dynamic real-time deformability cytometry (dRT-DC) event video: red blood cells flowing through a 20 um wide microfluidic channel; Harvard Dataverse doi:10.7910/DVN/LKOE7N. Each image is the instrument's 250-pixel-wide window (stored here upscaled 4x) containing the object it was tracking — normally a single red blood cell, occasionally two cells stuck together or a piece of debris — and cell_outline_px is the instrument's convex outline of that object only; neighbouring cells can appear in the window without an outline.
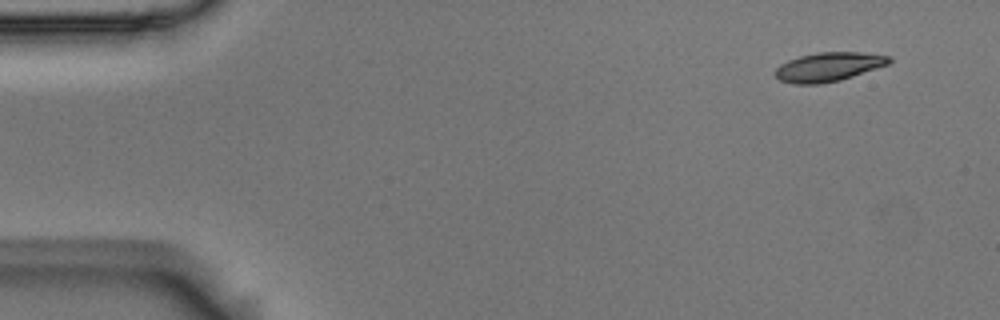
{"species": "Egyptian fruit bat (a non-hibernating species)", "species_latin": "Rousettus aegyptiacus", "temperature_condition": "room temperature", "stored_images_in_passage": 4, "segment_of_instrument_passage": [2, 2], "camera_frame_rate_fps": 3000, "um_per_image_px": 0.085, "animal": {"sex": "male"}, "frame": {"image": 1, "passage_image": 4, "time_ms": 1.0, "image_size_px": [1000, 320], "cell_outline_px": [[892, 60], [888, 64], [840, 80], [820, 84], [796, 84], [780, 80], [776, 76], [776, 68], [780, 64], [788, 60], [800, 56], [816, 52], [860, 52], [892, 56]], "centroid_in_image_um": [70.43, 5.67], "position_along_channel_um": 14.6, "area_um2": 19.13}}